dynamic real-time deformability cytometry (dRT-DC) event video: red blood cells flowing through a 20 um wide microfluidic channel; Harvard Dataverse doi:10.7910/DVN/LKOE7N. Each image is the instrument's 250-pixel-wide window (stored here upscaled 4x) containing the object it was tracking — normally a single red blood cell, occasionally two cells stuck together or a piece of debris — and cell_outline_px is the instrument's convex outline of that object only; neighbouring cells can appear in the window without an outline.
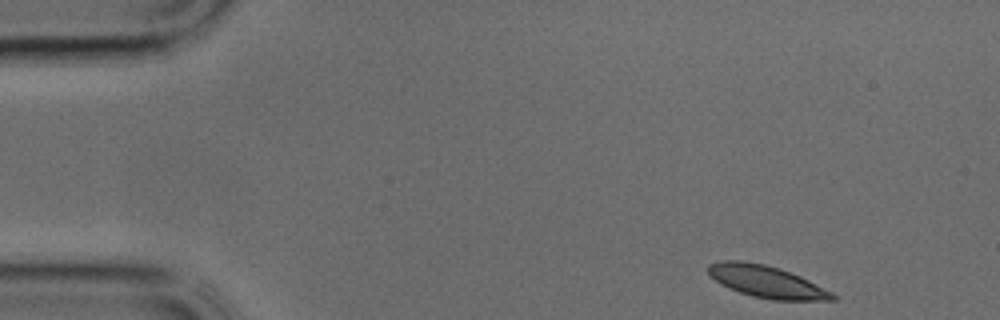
{"species": "common noctule bat (a hibernating species)", "species_latin": "Nyctalus noctula", "temperature_condition": "cold", "stored_images_in_passage": 36, "segment_of_instrument_passage": [1, 2], "camera_frame_rate_fps": 3000, "um_per_image_px": 0.085, "animal": {"sex": "male", "body_mass_g": 17.9, "forearm_length_mm": 54.2}, "frame": {"image": 1, "passage_image": 1, "time_ms": 0.0, "image_size_px": [1000, 320], "cell_outline_px": [[836, 300], [772, 300], [752, 296], [728, 288], [720, 284], [708, 272], [708, 264], [724, 260], [740, 260], [764, 264], [780, 268], [800, 276], [832, 292], [836, 296]], "centroid_in_image_um": [65.15, 23.94], "position_along_channel_um": 19.9, "area_um2": 23.06}}
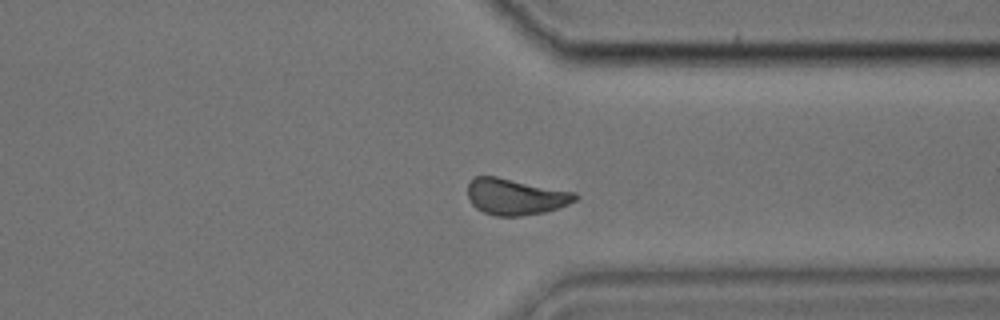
{"frame": {"image": 2, "passage_image": 26, "time_ms": 8.333, "image_size_px": [1000, 320], "cell_outline_px": [[580, 196], [576, 200], [568, 204], [544, 212], [520, 216], [496, 216], [484, 212], [476, 208], [472, 204], [468, 196], [468, 184], [476, 176], [496, 176], [576, 192]], "centroid_in_image_um": [43.83, 16.71], "position_along_channel_um": 367.6, "area_um2": 22.66}}
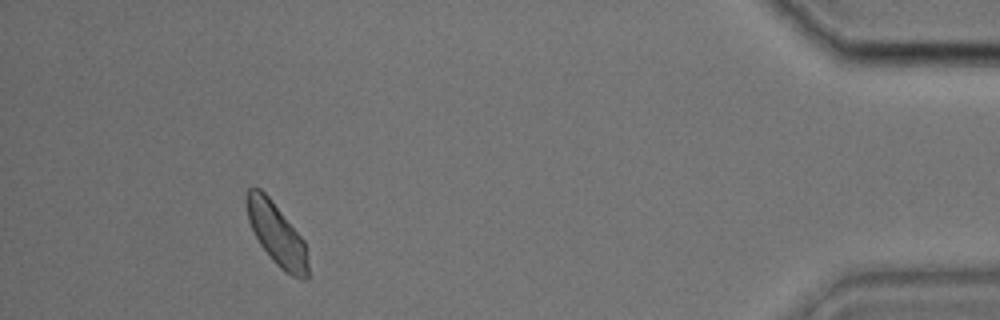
{"frame": {"image": 3, "passage_image": 32, "time_ms": 10.333, "image_size_px": [1000, 320], "cell_outline_px": [[308, 280], [300, 280], [284, 272], [272, 260], [260, 244], [248, 220], [244, 200], [248, 188], [260, 188], [272, 200], [304, 240], [308, 264]], "centroid_in_image_um": [23.51, 19.91], "position_along_channel_um": 411.7, "area_um2": 22.31}}